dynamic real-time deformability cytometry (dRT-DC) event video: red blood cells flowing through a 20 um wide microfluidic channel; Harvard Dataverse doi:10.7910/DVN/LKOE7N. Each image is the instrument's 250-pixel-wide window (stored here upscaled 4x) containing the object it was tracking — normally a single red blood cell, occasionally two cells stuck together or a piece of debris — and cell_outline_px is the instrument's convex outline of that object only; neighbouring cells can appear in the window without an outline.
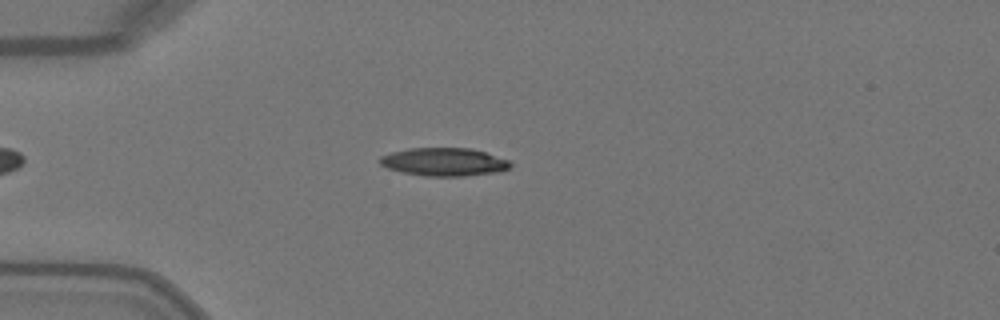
{"species": "Egyptian fruit bat (a non-hibernating species)", "species_latin": "Rousettus aegyptiacus", "temperature_condition": "warm", "stored_images_in_passage": 38, "camera_frame_rate_fps": 3000, "um_per_image_px": 0.085, "animal": {"sex": "female"}, "frame": {"image": 1, "passage_image": 5, "time_ms": 1.333, "image_size_px": [1000, 320], "cell_outline_px": [[512, 164], [508, 168], [496, 172], [464, 176], [424, 176], [400, 172], [388, 168], [380, 164], [380, 156], [392, 152], [408, 148], [472, 148], [508, 160]], "centroid_in_image_um": [37.71, 13.76], "position_along_channel_um": 47.3, "area_um2": 21.27}}
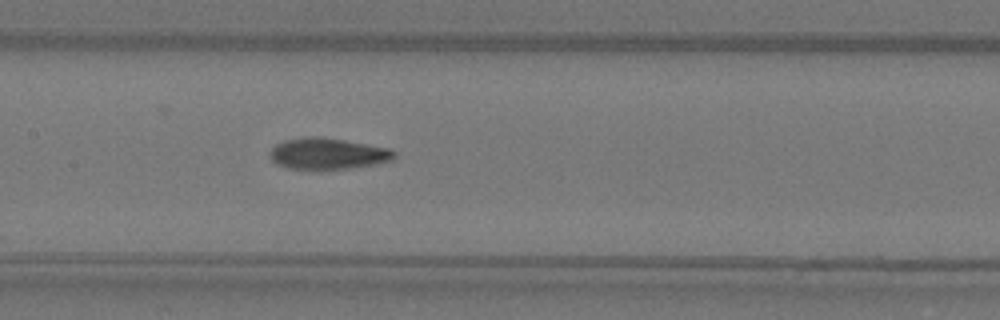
{"frame": {"image": 2, "passage_image": 16, "time_ms": 5.0, "image_size_px": [1000, 320], "cell_outline_px": [[396, 156], [392, 160], [376, 164], [352, 168], [288, 168], [276, 164], [272, 160], [272, 148], [276, 144], [284, 140], [308, 136], [316, 136], [344, 140], [388, 148], [396, 152]], "centroid_in_image_um": [27.89, 13.05], "position_along_channel_um": 179.5, "area_um2": 22.25}}
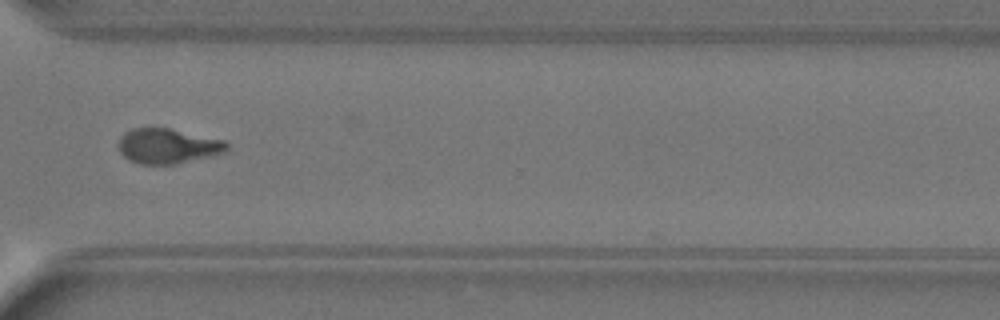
{"frame": {"image": 3, "passage_image": 29, "time_ms": 9.333, "image_size_px": [1000, 320], "cell_outline_px": [[228, 148], [224, 152], [176, 164], [140, 164], [128, 160], [120, 152], [120, 136], [124, 132], [132, 128], [168, 128], [224, 140], [228, 144]], "centroid_in_image_um": [14.23, 12.41], "position_along_channel_um": 356.4, "area_um2": 21.85}, "authors_computed_cell_mechanics": {"area_um2": 22.3397, "velocity_mm_per_s": 4.097, "shape_relaxation_time_tau1_ms": 3.4485, "shape_relaxation_time_tau2_ms": 1.7982, "deformation_change_tau1": 0.1939, "deformation_change_tau2": 0.0823}}